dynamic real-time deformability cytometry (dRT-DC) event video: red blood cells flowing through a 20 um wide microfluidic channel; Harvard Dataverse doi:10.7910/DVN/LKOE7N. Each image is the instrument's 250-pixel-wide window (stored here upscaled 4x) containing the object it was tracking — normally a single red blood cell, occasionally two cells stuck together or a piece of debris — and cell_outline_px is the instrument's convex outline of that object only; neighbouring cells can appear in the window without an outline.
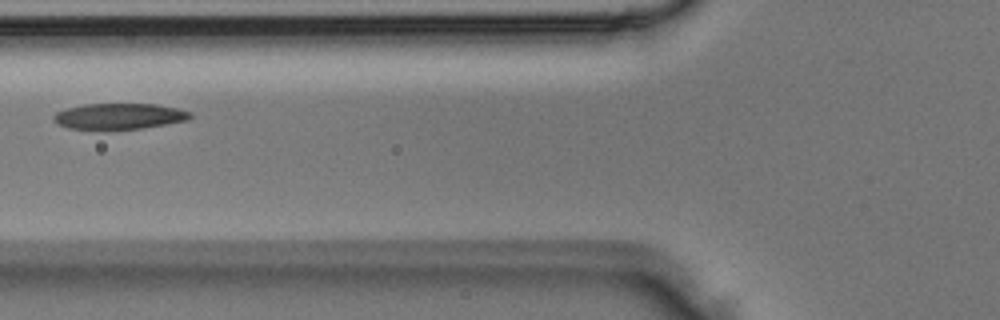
{"species": "Egyptian fruit bat (a non-hibernating species)", "species_latin": "Rousettus aegyptiacus", "temperature_condition": "room temperature", "stored_images_in_passage": 3, "camera_frame_rate_fps": 3000, "um_per_image_px": 0.085, "animal": {"sex": "male"}, "frame": {"image": 1, "passage_image": 3, "time_ms": 0.667, "image_size_px": [1000, 320], "cell_outline_px": [[192, 116], [188, 120], [140, 128], [108, 132], [104, 132], [68, 128], [56, 124], [52, 120], [52, 116], [56, 112], [64, 108], [84, 104], [156, 104], [180, 108], [192, 112]], "centroid_in_image_um": [10.05, 9.91], "position_along_channel_um": 115.7, "area_um2": 21.56}}